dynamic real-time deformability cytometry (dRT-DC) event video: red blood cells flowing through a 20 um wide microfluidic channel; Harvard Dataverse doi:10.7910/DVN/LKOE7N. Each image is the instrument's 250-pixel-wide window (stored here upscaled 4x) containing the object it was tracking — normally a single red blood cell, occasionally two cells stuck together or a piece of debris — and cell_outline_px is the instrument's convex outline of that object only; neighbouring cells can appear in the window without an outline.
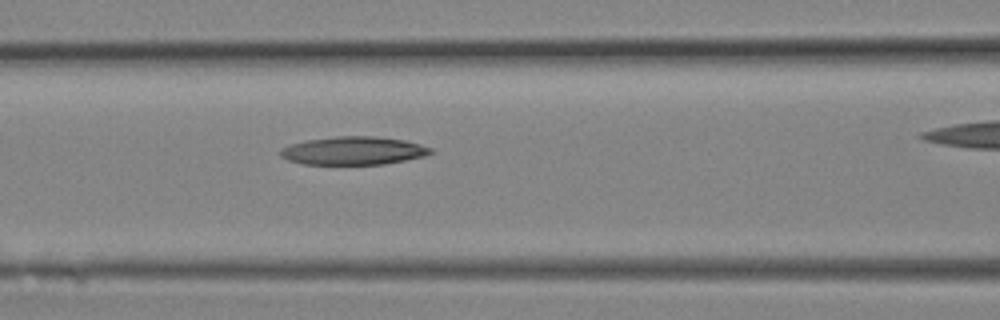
{"species": "Egyptian fruit bat (a non-hibernating species)", "species_latin": "Rousettus aegyptiacus", "temperature_condition": "room temperature", "stored_images_in_passage": 5, "segment_of_instrument_passage": [1, 2], "camera_frame_rate_fps": 3000, "um_per_image_px": 0.085, "animal": {"sex": "female"}, "frame": {"image": 1, "passage_image": 4, "time_ms": 1.0, "image_size_px": [1000, 320], "cell_outline_px": [[436, 152], [424, 156], [384, 164], [304, 164], [288, 160], [280, 156], [280, 148], [288, 144], [308, 140], [336, 136], [372, 136], [404, 140], [420, 144], [432, 148]], "centroid_in_image_um": [30.03, 12.81], "position_along_channel_um": 136.6, "area_um2": 24.68}}